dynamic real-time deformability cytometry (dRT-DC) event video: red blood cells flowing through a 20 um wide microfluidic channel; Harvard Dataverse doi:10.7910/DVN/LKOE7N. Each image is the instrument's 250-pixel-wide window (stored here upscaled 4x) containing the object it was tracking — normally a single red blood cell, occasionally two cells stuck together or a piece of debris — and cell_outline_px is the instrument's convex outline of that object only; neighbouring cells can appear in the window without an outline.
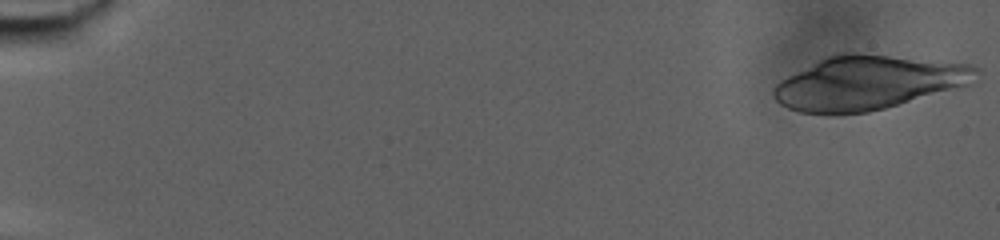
{"species": "human", "species_latin": "Homo sapiens", "temperature_condition": "warm", "stored_images_in_passage": 75, "camera_frame_rate_fps": 3000, "um_per_image_px": 0.085, "donor": {"sex": "male"}, "frame": {"image": 1, "passage_image": 1, "time_ms": 0.0, "image_size_px": [1000, 240], "cell_outline_px": [[980, 80], [968, 84], [884, 108], [868, 112], [836, 116], [800, 112], [788, 108], [780, 104], [772, 96], [772, 88], [780, 80], [824, 56], [840, 52], [856, 52], [972, 64], [980, 68]], "centroid_in_image_um": [73.75, 7.02], "position_along_channel_um": 11.2, "area_um2": 64.39}}
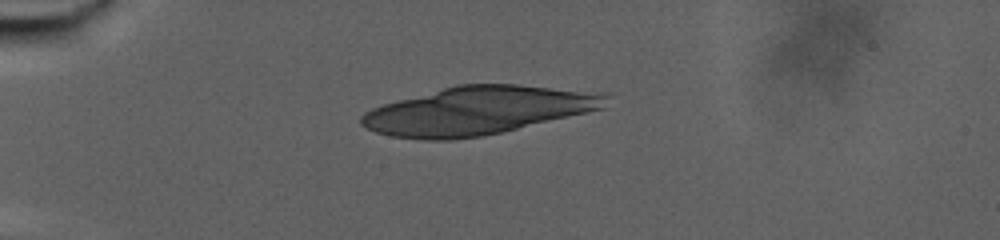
{"frame": {"image": 2, "passage_image": 20, "time_ms": 6.333, "image_size_px": [1000, 240], "cell_outline_px": [[612, 92], [604, 108], [588, 112], [500, 132], [480, 136], [448, 140], [428, 140], [392, 136], [376, 132], [360, 124], [360, 116], [364, 112], [372, 108], [384, 104], [456, 84], [516, 84]], "centroid_in_image_um": [40.69, 9.37], "position_along_channel_um": 44.3, "area_um2": 68.55}}
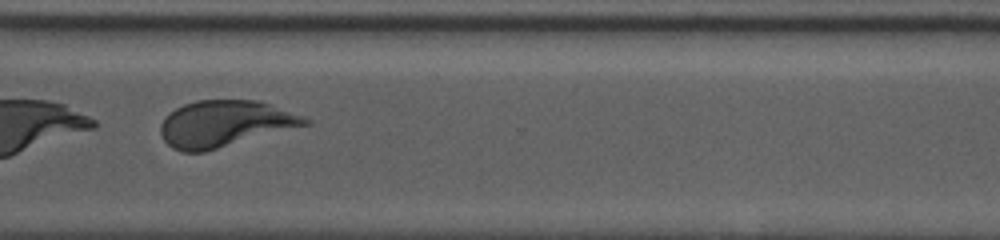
{"frame": {"image": 3, "passage_image": 59, "time_ms": 19.333, "image_size_px": [1000, 240], "cell_outline_px": [[312, 124], [204, 152], [180, 152], [172, 148], [164, 140], [160, 132], [160, 124], [176, 108], [184, 104], [196, 100], [256, 100], [304, 116], [312, 120]], "centroid_in_image_um": [19.13, 10.53], "position_along_channel_um": 351.5, "area_um2": 38.96}}